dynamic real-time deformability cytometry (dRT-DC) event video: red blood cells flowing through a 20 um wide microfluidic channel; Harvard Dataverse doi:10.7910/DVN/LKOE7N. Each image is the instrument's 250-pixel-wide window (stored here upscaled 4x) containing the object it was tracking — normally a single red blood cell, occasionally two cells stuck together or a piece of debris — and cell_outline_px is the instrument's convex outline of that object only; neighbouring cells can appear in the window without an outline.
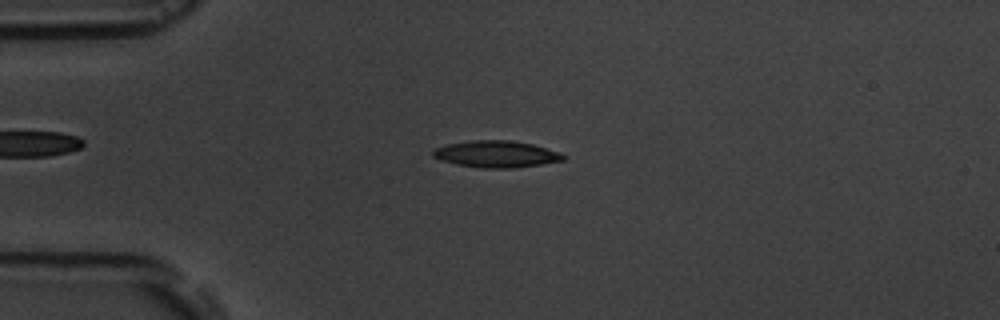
{"species": "common noctule bat (a hibernating species)", "species_latin": "Nyctalus noctula", "temperature_condition": "room temperature", "stored_images_in_passage": 14, "camera_frame_rate_fps": 3000, "um_per_image_px": 0.085, "animal": {"sex": "male", "body_mass_g": 19.5, "forearm_length_mm": 54.6}, "frame": {"image": 1, "passage_image": 3, "time_ms": 2.333, "image_size_px": [1000, 320], "cell_outline_px": [[564, 160], [540, 164], [512, 168], [480, 168], [456, 164], [440, 160], [432, 156], [432, 152], [436, 148], [448, 144], [472, 140], [512, 140], [532, 144], [560, 152], [564, 156]], "centroid_in_image_um": [42.16, 13.1], "position_along_channel_um": 42.8, "area_um2": 20.17}}
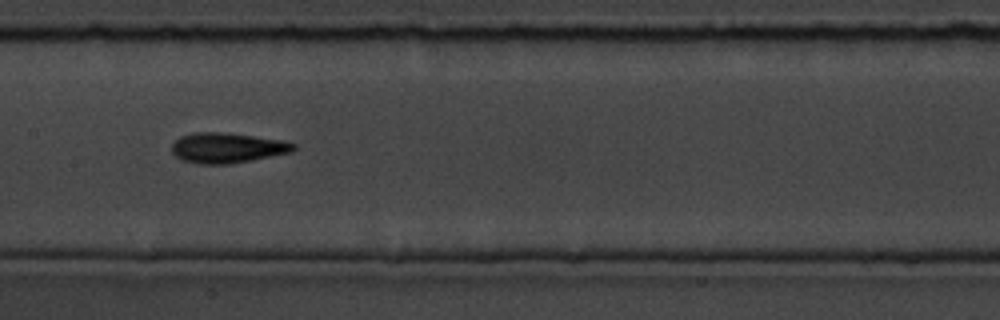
{"frame": {"image": 2, "passage_image": 7, "time_ms": 7.0, "image_size_px": [1000, 320], "cell_outline_px": [[296, 148], [292, 152], [252, 160], [228, 164], [200, 164], [180, 160], [172, 152], [172, 144], [180, 136], [192, 132], [224, 132], [284, 140], [296, 144]], "centroid_in_image_um": [19.31, 12.56], "position_along_channel_um": 188.1, "area_um2": 21.62}}
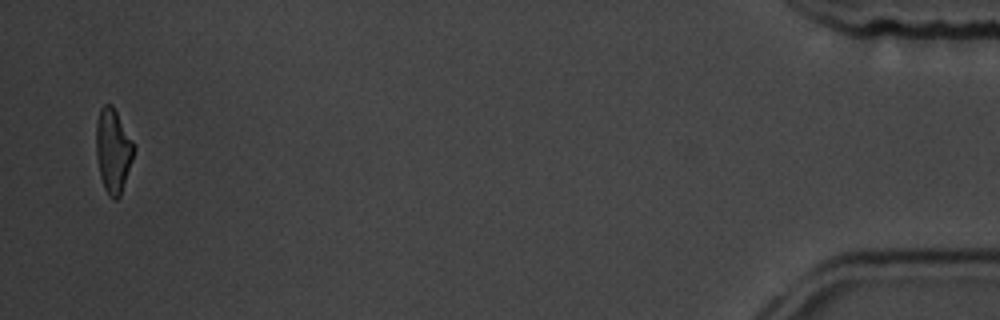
{"frame": {"image": 3, "passage_image": 14, "time_ms": 16.0, "image_size_px": [1000, 320], "cell_outline_px": [[136, 148], [120, 196], [116, 200], [112, 200], [108, 196], [104, 188], [100, 176], [96, 156], [96, 120], [100, 108], [104, 104], [112, 104], [136, 144]], "centroid_in_image_um": [9.62, 12.79], "position_along_channel_um": 425.6, "area_um2": 18.84}, "authors_computed_cell_mechanics": {"area_um2": 19.6809, "velocity_mm_per_s": 3.6276, "shape_relaxation_time_tau1_ms": 3.6581, "shape_relaxation_time_tau2_ms": 2.572, "deformation_change_tau1": 0.1516, "deformation_change_tau2": 0.1115}}